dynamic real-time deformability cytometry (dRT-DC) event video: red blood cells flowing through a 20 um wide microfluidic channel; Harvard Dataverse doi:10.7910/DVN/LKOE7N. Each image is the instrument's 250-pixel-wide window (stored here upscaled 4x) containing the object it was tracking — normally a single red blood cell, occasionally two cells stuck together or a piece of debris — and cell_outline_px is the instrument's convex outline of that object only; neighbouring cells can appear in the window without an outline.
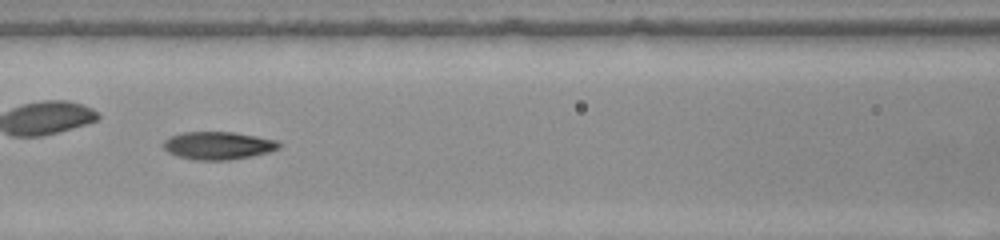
{"species": "common noctule bat (a hibernating species)", "species_latin": "Nyctalus noctula", "temperature_condition": "warm", "stored_images_in_passage": 49, "camera_frame_rate_fps": 3000, "um_per_image_px": 0.085, "animal": {"sex": "female", "body_mass_g": 22.0, "forearm_length_mm": 56.7}, "frame": {"image": 1, "passage_image": 22, "time_ms": 7.0, "image_size_px": [1000, 240], "cell_outline_px": [[280, 148], [268, 152], [228, 160], [192, 160], [176, 156], [168, 152], [160, 144], [164, 140], [172, 136], [184, 132], [232, 132], [256, 136], [276, 140], [280, 144]], "centroid_in_image_um": [18.49, 12.37], "position_along_channel_um": 148.1, "area_um2": 18.67}}
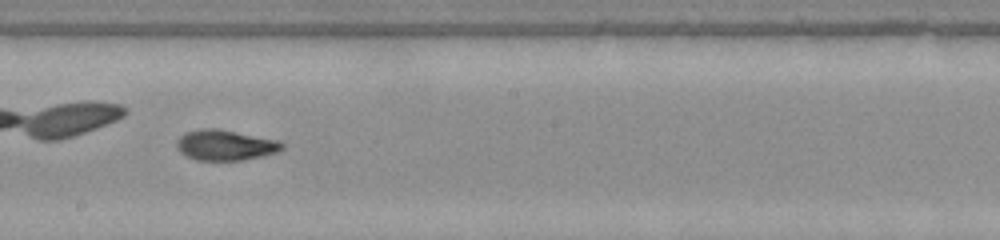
{"frame": {"image": 2, "passage_image": 28, "time_ms": 9.0, "image_size_px": [1000, 240], "cell_outline_px": [[284, 148], [276, 152], [264, 156], [244, 160], [196, 160], [180, 152], [176, 148], [176, 140], [184, 132], [200, 128], [216, 128], [276, 140], [284, 144]], "centroid_in_image_um": [19.11, 12.33], "position_along_channel_um": 229.1, "area_um2": 18.73}, "authors_computed_cell_mechanics": {"area_um2": 18.5538, "velocity_mm_per_s": 4.0667, "shape_relaxation_time_tau1_ms": 10.2478, "shape_relaxation_time_tau2_ms": 2.3819, "deformation_change_tau1": 0.2788, "deformation_change_tau2": 0.0928}}